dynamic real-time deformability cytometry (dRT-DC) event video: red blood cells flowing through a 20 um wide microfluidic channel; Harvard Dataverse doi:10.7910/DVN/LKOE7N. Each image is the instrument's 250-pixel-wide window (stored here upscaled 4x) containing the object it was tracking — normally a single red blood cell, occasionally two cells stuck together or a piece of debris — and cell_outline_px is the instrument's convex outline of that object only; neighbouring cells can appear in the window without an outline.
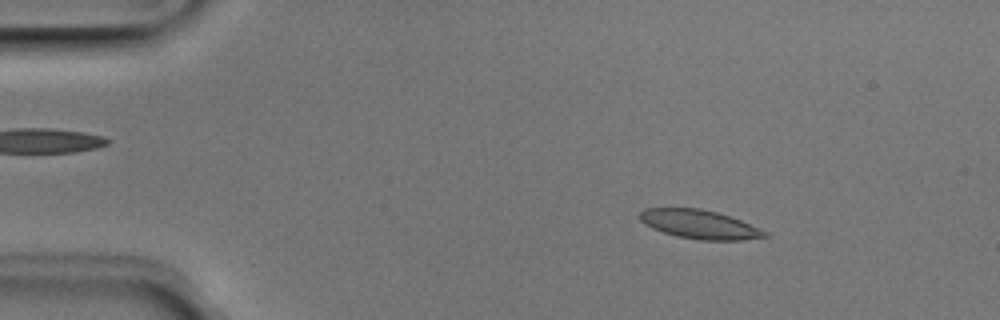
{"species": "Egyptian fruit bat (a non-hibernating species)", "species_latin": "Rousettus aegyptiacus", "temperature_condition": "room temperature", "stored_images_in_passage": 5, "camera_frame_rate_fps": 3000, "um_per_image_px": 0.085, "animal": {"sex": "male"}, "frame": {"image": 1, "passage_image": 3, "time_ms": 0.667, "image_size_px": [1000, 320], "cell_outline_px": [[772, 236], [744, 240], [700, 240], [676, 236], [652, 228], [644, 224], [640, 220], [640, 212], [644, 208], [700, 208], [716, 212], [740, 220], [768, 232]], "centroid_in_image_um": [59.47, 19.08], "position_along_channel_um": 25.5, "area_um2": 20.98}}